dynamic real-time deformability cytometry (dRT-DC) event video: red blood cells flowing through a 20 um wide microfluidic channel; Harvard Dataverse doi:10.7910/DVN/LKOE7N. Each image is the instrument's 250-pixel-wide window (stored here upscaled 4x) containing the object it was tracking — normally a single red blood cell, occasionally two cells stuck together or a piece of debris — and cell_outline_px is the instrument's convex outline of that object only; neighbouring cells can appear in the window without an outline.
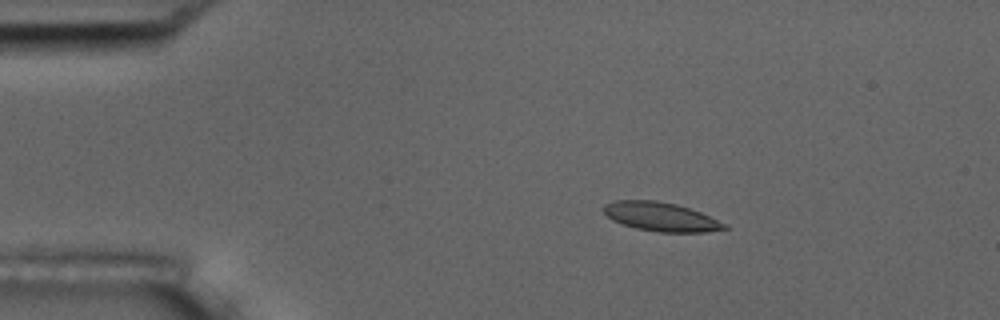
{"species": "common noctule bat (a hibernating species)", "species_latin": "Nyctalus noctula", "temperature_condition": "room temperature", "stored_images_in_passage": 5, "segment_of_instrument_passage": [1, 2], "camera_frame_rate_fps": 3000, "um_per_image_px": 0.085, "animal": {"sex": "male", "body_mass_g": 17.5, "forearm_length_mm": 52.3}, "frame": {"image": 1, "passage_image": 2, "time_ms": 1.333, "image_size_px": [1000, 320], "cell_outline_px": [[728, 228], [708, 232], [660, 232], [636, 228], [612, 220], [604, 212], [604, 204], [616, 200], [656, 200], [676, 204], [700, 212], [728, 224]], "centroid_in_image_um": [56.2, 18.42], "position_along_channel_um": 28.8, "area_um2": 20.23}}
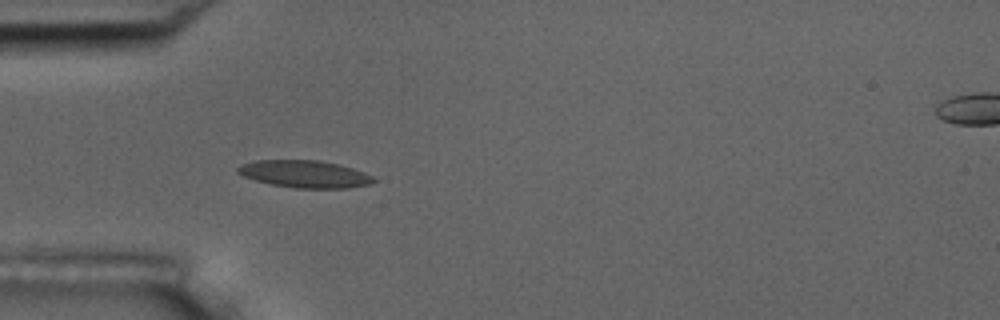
{"frame": {"image": 2, "passage_image": 4, "time_ms": 3.667, "image_size_px": [1000, 320], "cell_outline_px": [[376, 180], [372, 184], [348, 188], [296, 188], [272, 184], [256, 180], [244, 176], [236, 172], [236, 168], [240, 164], [256, 160], [320, 160], [352, 168], [364, 172], [372, 176]], "centroid_in_image_um": [25.9, 14.79], "position_along_channel_um": 59.1, "area_um2": 21.56}}